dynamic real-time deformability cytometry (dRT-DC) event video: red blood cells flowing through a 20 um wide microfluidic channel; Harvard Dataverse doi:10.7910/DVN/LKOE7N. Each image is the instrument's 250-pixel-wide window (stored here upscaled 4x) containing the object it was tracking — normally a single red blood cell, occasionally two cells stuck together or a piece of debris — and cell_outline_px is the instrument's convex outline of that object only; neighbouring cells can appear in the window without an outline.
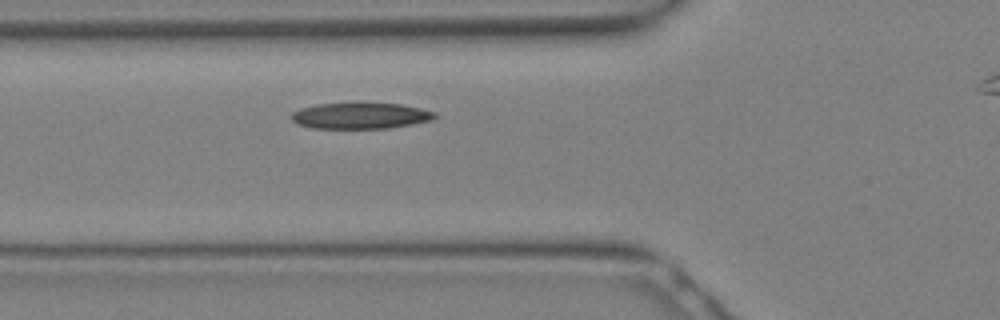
{"species": "Egyptian fruit bat (a non-hibernating species)", "species_latin": "Rousettus aegyptiacus", "temperature_condition": "warm", "stored_images_in_passage": 4, "camera_frame_rate_fps": 3000, "um_per_image_px": 0.085, "animal": {"sex": "female"}, "frame": {"image": 1, "passage_image": 2, "time_ms": 0.333, "image_size_px": [1000, 320], "cell_outline_px": [[440, 116], [432, 120], [412, 124], [388, 128], [312, 128], [296, 124], [292, 120], [292, 112], [300, 108], [316, 104], [360, 100], [400, 104], [420, 108], [436, 112]], "centroid_in_image_um": [30.65, 9.79], "position_along_channel_um": 95.2, "area_um2": 22.83}}
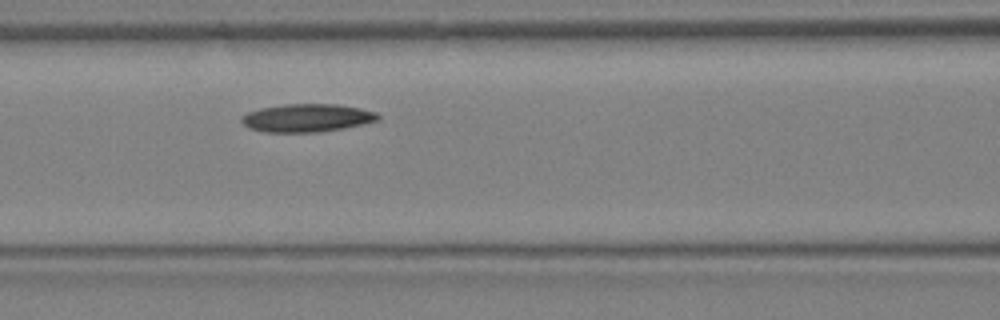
{"frame": {"image": 2, "passage_image": 4, "time_ms": 1.0, "image_size_px": [1000, 320], "cell_outline_px": [[380, 120], [364, 124], [344, 128], [320, 132], [264, 132], [248, 128], [240, 120], [240, 116], [248, 112], [260, 108], [284, 104], [336, 104], [360, 108], [376, 112], [380, 116]], "centroid_in_image_um": [26.09, 10.02], "position_along_channel_um": 140.5, "area_um2": 22.48}}